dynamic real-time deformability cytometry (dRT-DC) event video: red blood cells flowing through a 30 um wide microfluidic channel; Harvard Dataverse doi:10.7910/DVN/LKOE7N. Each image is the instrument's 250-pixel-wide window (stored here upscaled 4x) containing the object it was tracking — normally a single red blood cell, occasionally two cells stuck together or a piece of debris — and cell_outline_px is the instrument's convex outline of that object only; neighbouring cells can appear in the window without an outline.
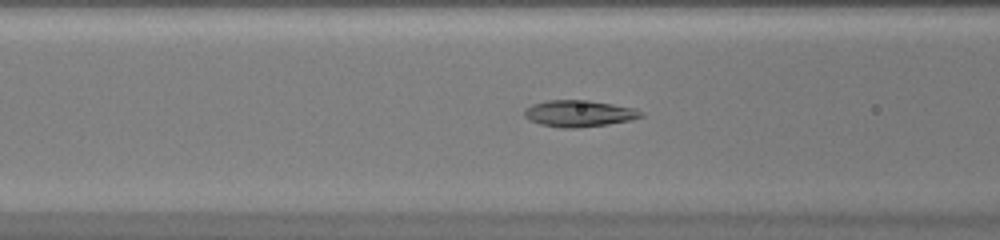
{"species": "common noctule bat (a hibernating species)", "species_latin": "Nyctalus noctula", "temperature_condition": "warm", "stored_images_in_passage": 32, "camera_frame_rate_fps": 3000, "um_per_image_px": 0.085, "animal": {"sex": "female", "body_mass_g": 20.0, "forearm_length_mm": 54.0}, "frame": {"image": 1, "passage_image": 5, "time_ms": 1.333, "image_size_px": [1000, 240], "cell_outline_px": [[644, 116], [632, 120], [608, 124], [576, 128], [560, 128], [540, 124], [528, 120], [524, 116], [524, 112], [532, 104], [548, 100], [588, 100], [636, 108], [644, 112]], "centroid_in_image_um": [49.25, 9.65], "position_along_channel_um": 117.4, "area_um2": 18.15}}
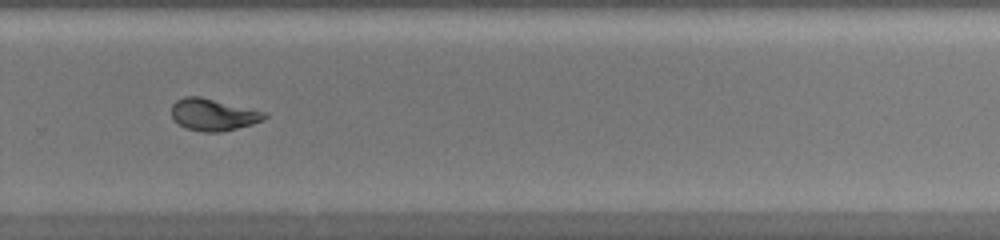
{"frame": {"image": 2, "passage_image": 18, "time_ms": 5.667, "image_size_px": [1000, 240], "cell_outline_px": [[268, 116], [264, 120], [252, 124], [220, 132], [200, 132], [184, 128], [172, 116], [172, 104], [176, 100], [184, 96], [200, 96], [268, 112]], "centroid_in_image_um": [18.15, 9.74], "position_along_channel_um": 311.7, "area_um2": 17.46}}
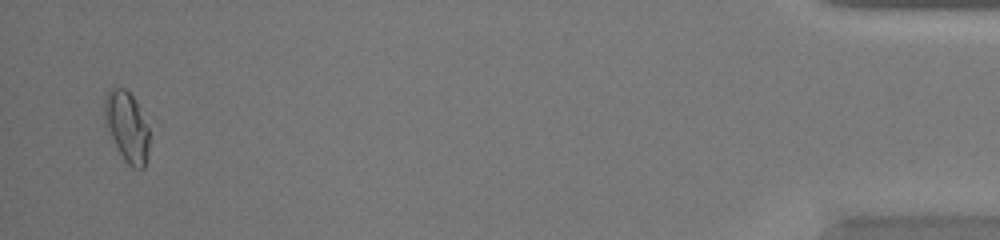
{"frame": {"image": 3, "passage_image": 31, "time_ms": 10.0, "image_size_px": [1000, 240], "cell_outline_px": [[148, 156], [144, 168], [132, 168], [124, 160], [104, 124], [104, 96], [108, 88], [112, 84], [124, 88], [136, 100], [148, 128]], "centroid_in_image_um": [10.75, 10.71], "position_along_channel_um": 424.5, "area_um2": 18.61}}